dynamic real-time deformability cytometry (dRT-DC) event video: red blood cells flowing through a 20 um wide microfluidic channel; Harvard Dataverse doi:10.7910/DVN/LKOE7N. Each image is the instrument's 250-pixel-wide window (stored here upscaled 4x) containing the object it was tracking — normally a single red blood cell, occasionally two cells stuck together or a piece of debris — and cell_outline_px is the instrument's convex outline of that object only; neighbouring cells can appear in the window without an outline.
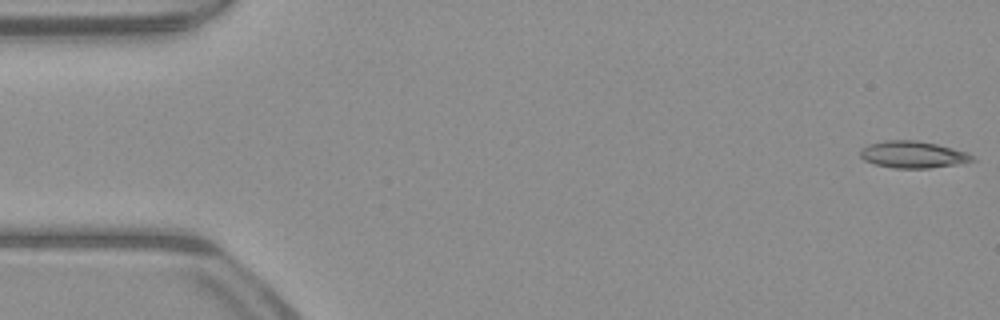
{"species": "common noctule bat (a hibernating species)", "species_latin": "Nyctalus noctula", "temperature_condition": "warm", "stored_images_in_passage": 51, "camera_frame_rate_fps": 3000, "um_per_image_px": 0.085, "animal": {"sex": "male", "body_mass_g": 23.1, "forearm_length_mm": 52.7}, "frame": {"image": 1, "passage_image": 1, "time_ms": 0.0, "image_size_px": [1000, 320], "cell_outline_px": [[976, 160], [960, 164], [928, 168], [892, 168], [876, 164], [864, 160], [860, 156], [860, 148], [868, 144], [884, 140], [916, 140], [936, 144], [968, 152], [976, 156]], "centroid_in_image_um": [77.62, 13.13], "position_along_channel_um": 7.4, "area_um2": 17.74}}
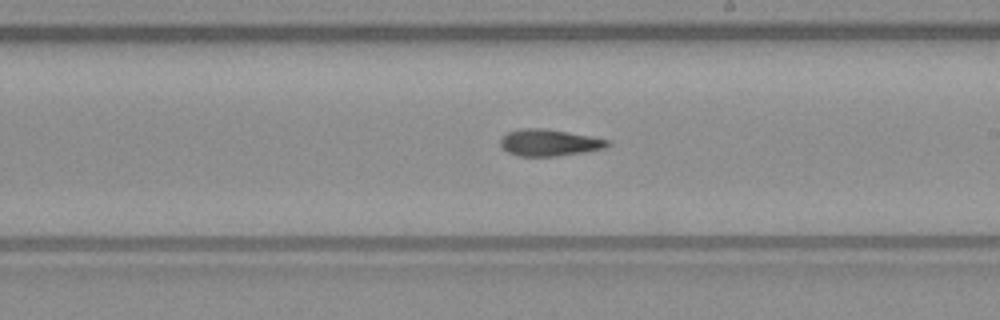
{"frame": {"image": 2, "passage_image": 29, "time_ms": 9.333, "image_size_px": [1000, 320], "cell_outline_px": [[612, 144], [604, 148], [584, 152], [556, 156], [520, 156], [508, 152], [500, 144], [500, 136], [508, 132], [520, 128], [544, 128], [592, 136], [612, 140]], "centroid_in_image_um": [46.71, 12.11], "position_along_channel_um": 242.3, "area_um2": 16.82}}
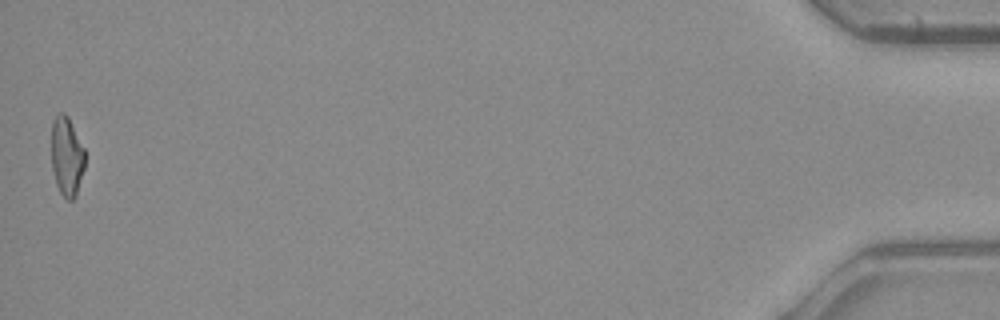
{"frame": {"image": 3, "passage_image": 51, "time_ms": 16.667, "image_size_px": [1000, 320], "cell_outline_px": [[84, 168], [76, 196], [72, 200], [68, 200], [60, 192], [56, 184], [52, 168], [52, 120], [60, 112], [64, 112], [68, 116], [84, 148]], "centroid_in_image_um": [5.67, 13.28], "position_along_channel_um": 429.5, "area_um2": 15.37}, "authors_computed_cell_mechanics": {"area_um2": 16.5886, "velocity_mm_per_s": 4.0145, "shape_relaxation_time_tau1_ms": 4.0374, "shape_relaxation_time_tau2_ms": 5.7015, "deformation_change_tau1": 0.1797, "deformation_change_tau2": 0.1739}}